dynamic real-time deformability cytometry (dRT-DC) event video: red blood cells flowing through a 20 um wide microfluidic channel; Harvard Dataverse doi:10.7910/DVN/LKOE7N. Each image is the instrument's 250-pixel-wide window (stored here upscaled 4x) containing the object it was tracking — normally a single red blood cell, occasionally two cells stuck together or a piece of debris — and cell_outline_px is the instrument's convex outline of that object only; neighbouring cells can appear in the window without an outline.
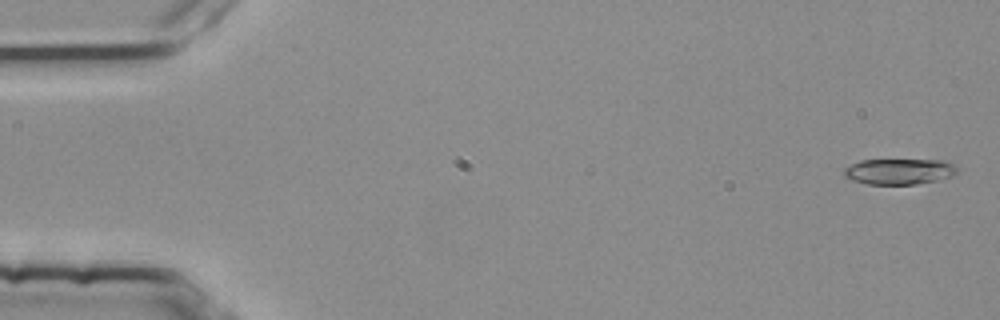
{"species": "common noctule bat (a hibernating species)", "species_latin": "Nyctalus noctula", "temperature_condition": "room temperature", "stored_images_in_passage": 55, "camera_frame_rate_fps": 3000, "um_per_image_px": 0.085, "animal": {"sex": "female", "body_mass_g": 25.1}, "frame": {"image": 1, "passage_image": 2, "time_ms": 0.333, "image_size_px": [1000, 320], "cell_outline_px": [[960, 172], [952, 176], [936, 180], [916, 184], [868, 184], [852, 180], [844, 176], [844, 168], [860, 160], [944, 160], [960, 168]], "centroid_in_image_um": [76.47, 14.57], "position_along_channel_um": 8.5, "area_um2": 17.05}}
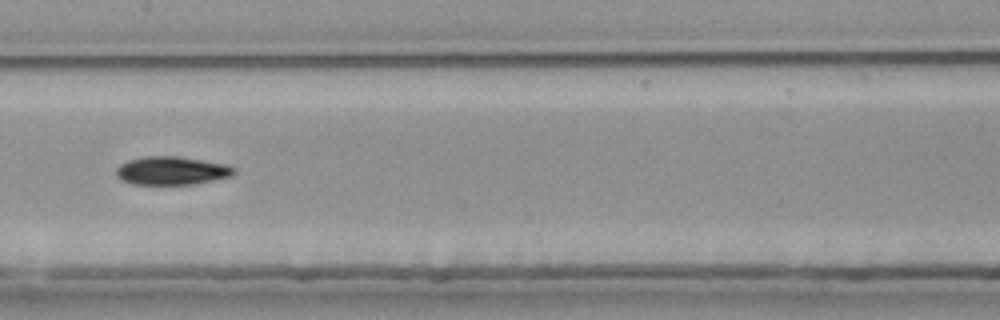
{"frame": {"image": 2, "passage_image": 28, "time_ms": 9.0, "image_size_px": [1000, 320], "cell_outline_px": [[236, 172], [232, 176], [196, 184], [136, 184], [124, 180], [116, 172], [116, 168], [120, 164], [128, 160], [144, 156], [176, 156], [228, 164], [236, 168]], "centroid_in_image_um": [14.66, 14.5], "position_along_channel_um": 192.7, "area_um2": 19.36}}
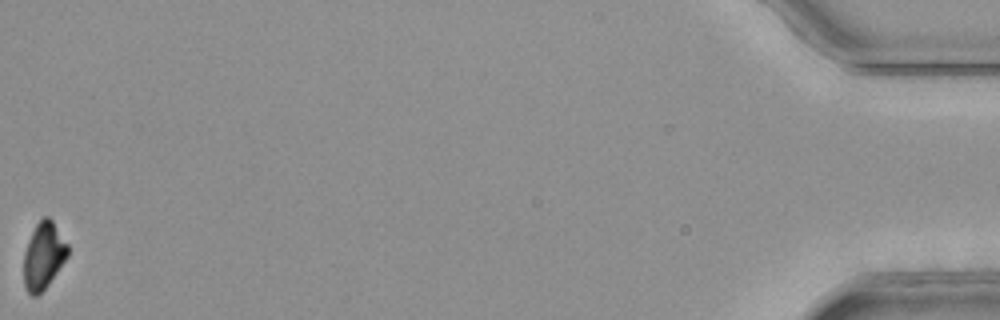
{"frame": {"image": 3, "passage_image": 55, "time_ms": 18.0, "image_size_px": [1000, 320], "cell_outline_px": [[68, 256], [48, 284], [36, 296], [32, 296], [24, 288], [24, 252], [28, 240], [36, 224], [44, 216], [48, 216], [52, 220], [68, 244]], "centroid_in_image_um": [3.69, 21.73], "position_along_channel_um": 431.5, "area_um2": 16.99}, "authors_computed_cell_mechanics": {"area_um2": 18.3226, "velocity_mm_per_s": 3.801, "shape_relaxation_time_tau1_ms": 4.3217, "shape_relaxation_time_tau2_ms": 7.5559, "deformation_change_tau1": 0.1586, "deformation_change_tau2": 0.1305}}